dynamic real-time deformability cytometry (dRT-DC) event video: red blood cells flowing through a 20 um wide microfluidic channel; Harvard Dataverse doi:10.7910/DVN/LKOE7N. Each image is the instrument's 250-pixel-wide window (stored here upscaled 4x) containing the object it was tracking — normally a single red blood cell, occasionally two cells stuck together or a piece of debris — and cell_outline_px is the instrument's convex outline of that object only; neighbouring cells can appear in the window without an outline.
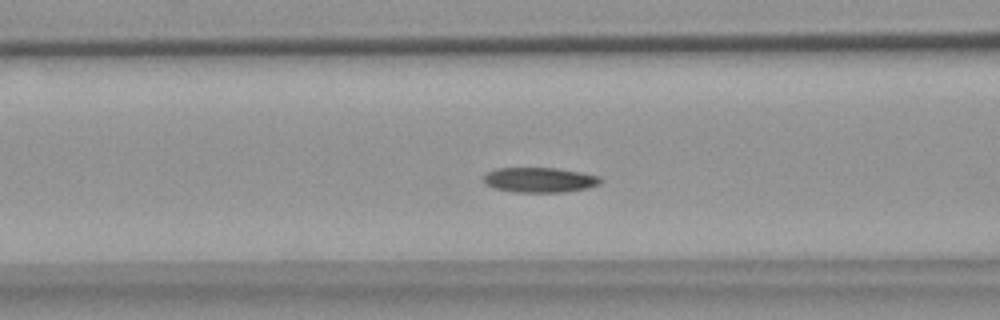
{"species": "common noctule bat (a hibernating species)", "species_latin": "Nyctalus noctula", "temperature_condition": "warm", "stored_images_in_passage": 54, "camera_frame_rate_fps": 3000, "um_per_image_px": 0.085, "animal": {"sex": "female", "body_mass_g": 18.4}, "frame": {"image": 1, "passage_image": 20, "time_ms": 6.333, "image_size_px": [1000, 320], "cell_outline_px": [[604, 180], [600, 184], [588, 188], [564, 192], [516, 192], [496, 188], [484, 184], [484, 176], [488, 172], [496, 168], [556, 168], [580, 172], [600, 176]], "centroid_in_image_um": [45.91, 15.29], "position_along_channel_um": 120.7, "area_um2": 17.05}}
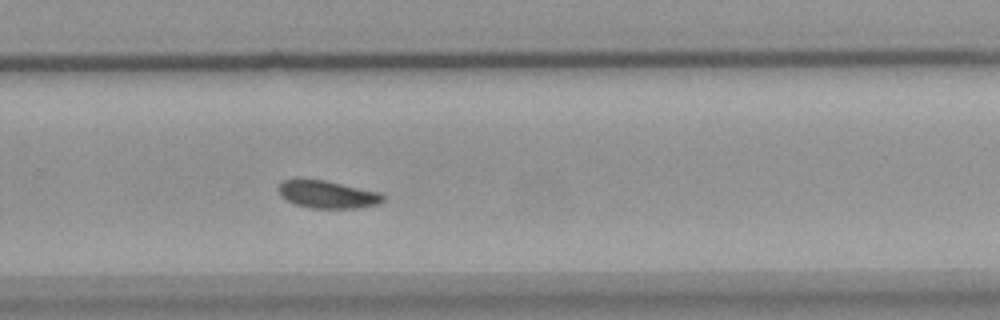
{"frame": {"image": 2, "passage_image": 35, "time_ms": 11.333, "image_size_px": [1000, 320], "cell_outline_px": [[384, 200], [380, 204], [356, 208], [308, 208], [292, 204], [280, 196], [276, 188], [284, 180], [296, 176], [300, 176], [324, 180], [380, 192], [384, 196]], "centroid_in_image_um": [27.74, 16.5], "position_along_channel_um": 302.1, "area_um2": 17.51}}
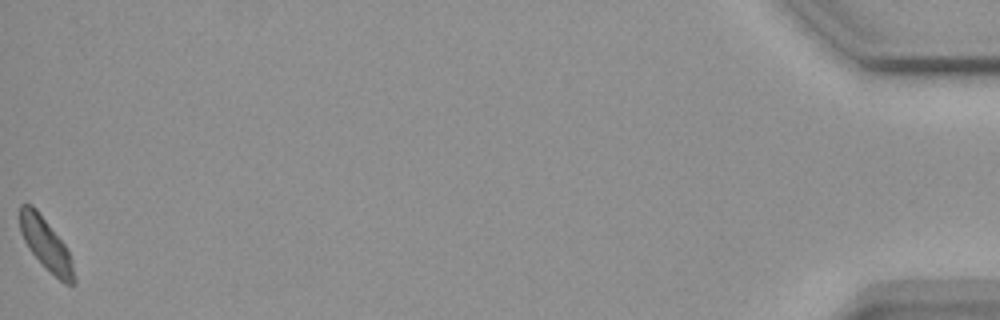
{"frame": {"image": 3, "passage_image": 54, "time_ms": 17.667, "image_size_px": [1000, 320], "cell_outline_px": [[76, 280], [72, 284], [64, 284], [28, 248], [20, 232], [20, 204], [32, 204], [36, 208], [64, 244], [68, 252], [72, 264]], "centroid_in_image_um": [3.88, 20.72], "position_along_channel_um": 431.3, "area_um2": 15.78}, "authors_computed_cell_mechanics": {"area_um2": 16.9354, "velocity_mm_per_s": 3.6392, "shape_relaxation_time_tau1_ms": 6.9282, "shape_relaxation_time_tau2_ms": null, "deformation_change_tau1": 0.1291, "deformation_change_tau2": null}}